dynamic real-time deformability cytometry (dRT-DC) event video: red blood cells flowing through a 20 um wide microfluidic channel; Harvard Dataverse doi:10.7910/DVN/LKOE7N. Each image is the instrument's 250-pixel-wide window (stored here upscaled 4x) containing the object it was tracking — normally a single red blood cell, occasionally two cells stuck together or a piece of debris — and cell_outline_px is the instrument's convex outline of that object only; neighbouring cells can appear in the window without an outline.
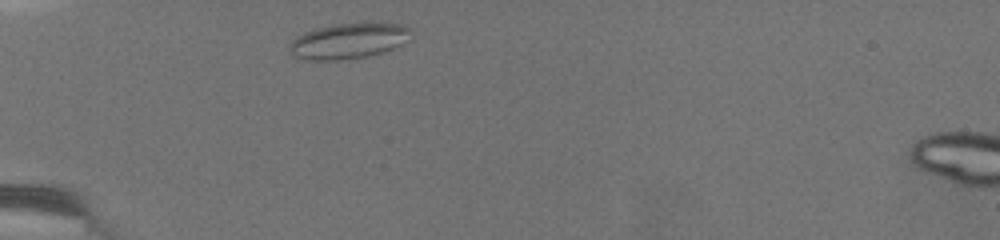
{"species": "common noctule bat (a hibernating species)", "species_latin": "Nyctalus noctula", "temperature_condition": "warm", "stored_images_in_passage": 24, "camera_frame_rate_fps": 3000, "um_per_image_px": 0.085, "animal": {"sex": "female", "body_mass_g": 19.5, "forearm_length_mm": 54.1}, "frame": {"image": 1, "passage_image": 1, "time_ms": 0.0, "image_size_px": [1000, 240], "cell_outline_px": [[408, 28], [400, 44], [384, 52], [368, 56], [340, 60], [304, 60], [296, 56], [288, 48], [288, 44], [296, 36], [304, 32], [316, 28], [336, 24], [400, 24]], "centroid_in_image_um": [29.47, 3.51], "position_along_channel_um": 55.5, "area_um2": 24.33}}
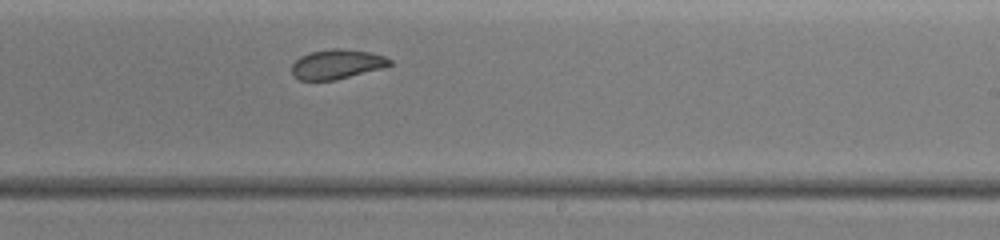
{"frame": {"image": 2, "passage_image": 15, "time_ms": 5.333, "image_size_px": [1000, 240], "cell_outline_px": [[392, 64], [380, 68], [336, 80], [300, 80], [292, 72], [292, 64], [300, 56], [308, 52], [332, 48], [336, 48], [368, 52], [384, 56], [392, 60]], "centroid_in_image_um": [28.61, 5.45], "position_along_channel_um": 260.4, "area_um2": 16.65}}
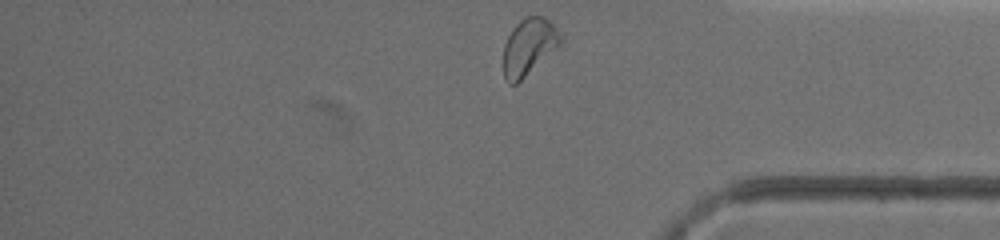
{"frame": {"image": 3, "passage_image": 24, "time_ms": 8.667, "image_size_px": [1000, 240], "cell_outline_px": [[560, 44], [516, 84], [508, 84], [504, 76], [504, 44], [512, 28], [524, 16], [544, 16], [552, 24], [560, 36]], "centroid_in_image_um": [44.9, 3.96], "position_along_channel_um": 390.3, "area_um2": 18.32}, "authors_computed_cell_mechanics": {"area_um2": 17.629, "velocity_mm_per_s": 4.1911, "shape_relaxation_time_tau1_ms": null, "shape_relaxation_time_tau2_ms": 1.4222, "deformation_change_tau1": null, "deformation_change_tau2": 0.0649}}